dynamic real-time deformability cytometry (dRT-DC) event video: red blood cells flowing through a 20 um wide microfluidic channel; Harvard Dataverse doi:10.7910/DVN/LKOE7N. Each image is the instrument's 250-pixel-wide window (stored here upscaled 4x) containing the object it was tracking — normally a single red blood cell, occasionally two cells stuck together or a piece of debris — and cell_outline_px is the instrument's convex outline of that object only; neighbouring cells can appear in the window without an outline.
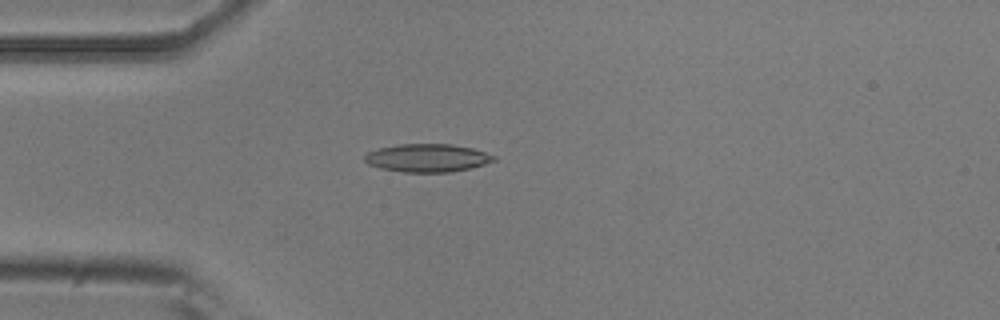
{"species": "common noctule bat (a hibernating species)", "species_latin": "Nyctalus noctula", "temperature_condition": "room temperature", "stored_images_in_passage": 4, "camera_frame_rate_fps": 3000, "um_per_image_px": 0.085, "animal": {"sex": "male", "body_mass_g": 20.5, "forearm_length_mm": 52.5}, "frame": {"image": 1, "passage_image": 4, "time_ms": 1.0, "image_size_px": [1000, 320], "cell_outline_px": [[496, 160], [472, 168], [452, 172], [404, 172], [380, 168], [368, 164], [364, 160], [364, 156], [368, 152], [376, 148], [400, 144], [452, 144], [472, 148], [496, 156]], "centroid_in_image_um": [36.32, 13.42], "position_along_channel_um": 48.7, "area_um2": 21.21}}